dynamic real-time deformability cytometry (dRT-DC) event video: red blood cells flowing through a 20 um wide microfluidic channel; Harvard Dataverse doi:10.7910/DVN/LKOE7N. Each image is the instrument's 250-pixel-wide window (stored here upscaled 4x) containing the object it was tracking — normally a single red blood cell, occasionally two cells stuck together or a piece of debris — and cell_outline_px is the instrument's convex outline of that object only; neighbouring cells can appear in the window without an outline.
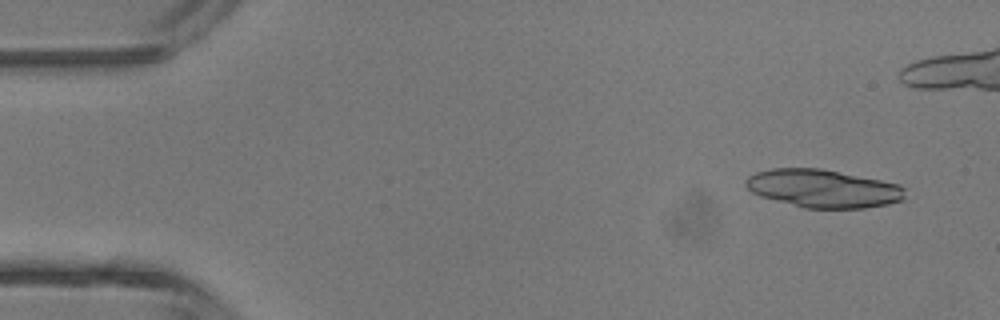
{"species": "common noctule bat (a hibernating species)", "species_latin": "Nyctalus noctula", "temperature_condition": "room temperature", "stored_images_in_passage": 7, "segment_of_instrument_passage": [1, 2], "camera_frame_rate_fps": 3000, "um_per_image_px": 0.085, "animal": {"sex": "male", "body_mass_g": 13.3}, "frame": {"image": 1, "passage_image": 1, "time_ms": 0.0, "image_size_px": [1000, 320], "cell_outline_px": [[904, 200], [888, 204], [864, 208], [804, 208], [760, 196], [752, 192], [744, 184], [744, 180], [748, 176], [756, 172], [772, 168], [820, 168], [900, 184], [904, 188]], "centroid_in_image_um": [69.95, 16.02], "position_along_channel_um": 15.1, "area_um2": 35.32}}
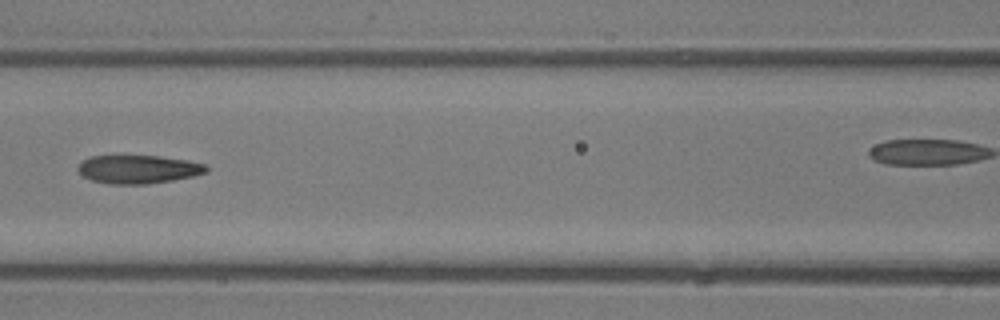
{"frame": {"image": 2, "passage_image": 6, "time_ms": 5.667, "image_size_px": [1000, 320], "cell_outline_px": [[208, 172], [192, 176], [172, 180], [148, 184], [112, 184], [92, 180], [84, 176], [80, 172], [80, 164], [84, 160], [92, 156], [160, 156], [188, 160], [208, 164]], "centroid_in_image_um": [11.84, 14.38], "position_along_channel_um": 154.8, "area_um2": 21.04}}